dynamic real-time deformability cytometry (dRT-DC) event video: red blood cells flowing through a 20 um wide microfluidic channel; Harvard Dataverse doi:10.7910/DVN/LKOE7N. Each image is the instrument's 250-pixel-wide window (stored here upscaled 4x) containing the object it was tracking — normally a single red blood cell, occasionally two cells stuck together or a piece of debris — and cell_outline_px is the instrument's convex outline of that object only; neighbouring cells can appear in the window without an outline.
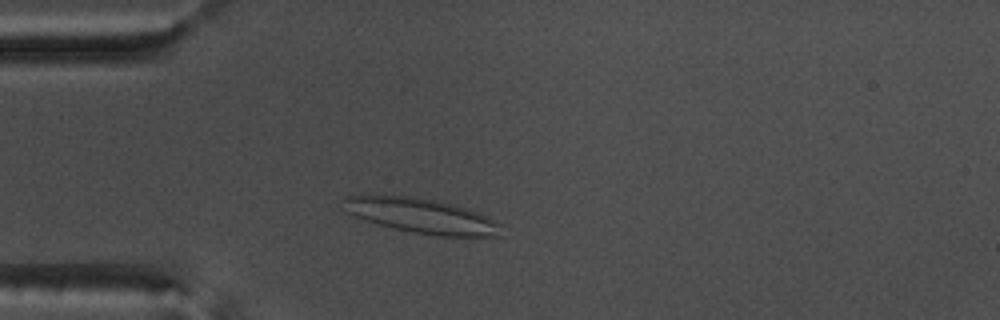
{"species": "common noctule bat (a hibernating species)", "species_latin": "Nyctalus noctula", "temperature_condition": "warm", "stored_images_in_passage": 36, "camera_frame_rate_fps": 3000, "um_per_image_px": 0.085, "animal": {"sex": "male", "body_mass_g": 17.5, "forearm_length_mm": 52.3}, "frame": {"image": 1, "passage_image": 6, "time_ms": 1.667, "image_size_px": [1000, 320], "cell_outline_px": [[500, 236], [440, 236], [412, 232], [364, 220], [348, 212], [344, 200], [348, 196], [416, 196], [452, 204], [480, 212], [488, 216], [500, 224]], "centroid_in_image_um": [35.91, 18.35], "position_along_channel_um": 49.1, "area_um2": 31.39}}